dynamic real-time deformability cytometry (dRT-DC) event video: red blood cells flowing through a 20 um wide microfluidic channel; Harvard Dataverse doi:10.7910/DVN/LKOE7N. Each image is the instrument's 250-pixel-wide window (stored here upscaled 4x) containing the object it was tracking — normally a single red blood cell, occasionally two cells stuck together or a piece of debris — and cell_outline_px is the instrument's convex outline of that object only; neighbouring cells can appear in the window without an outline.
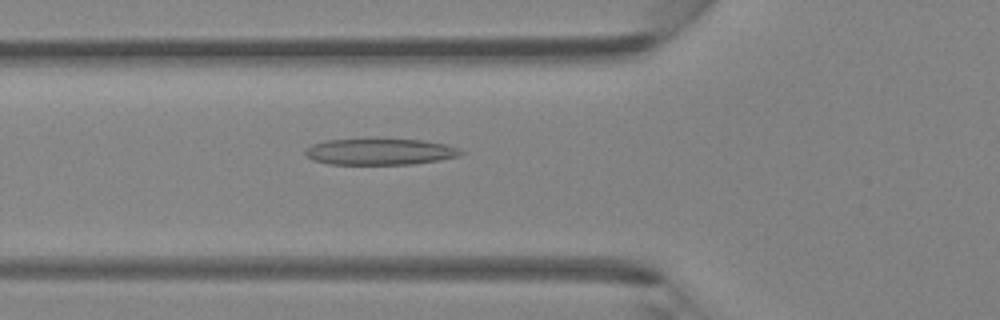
{"species": "Egyptian fruit bat (a non-hibernating species)", "species_latin": "Rousettus aegyptiacus", "temperature_condition": "room temperature", "stored_images_in_passage": 13, "camera_frame_rate_fps": 3000, "um_per_image_px": 0.085, "animal": {"sex": "female"}, "frame": {"image": 1, "passage_image": 11, "time_ms": 3.333, "image_size_px": [1000, 320], "cell_outline_px": [[464, 152], [460, 156], [412, 164], [328, 164], [312, 160], [304, 152], [312, 144], [324, 140], [380, 136], [424, 140], [444, 144], [460, 148]], "centroid_in_image_um": [32.28, 12.84], "position_along_channel_um": 93.5, "area_um2": 24.91}}